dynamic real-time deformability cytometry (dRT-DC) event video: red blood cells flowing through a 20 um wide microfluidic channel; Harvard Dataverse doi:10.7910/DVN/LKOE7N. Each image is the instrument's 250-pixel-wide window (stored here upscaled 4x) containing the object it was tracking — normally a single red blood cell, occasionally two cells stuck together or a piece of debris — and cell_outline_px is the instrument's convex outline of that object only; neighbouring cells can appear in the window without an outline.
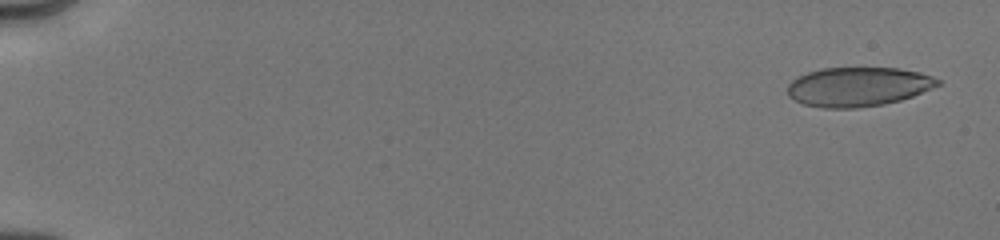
{"species": "human", "species_latin": "Homo sapiens", "temperature_condition": "cold", "stored_images_in_passage": 44, "camera_frame_rate_fps": 3000, "um_per_image_px": 0.085, "donor": {"sex": "male"}, "frame": {"image": 1, "passage_image": 1, "time_ms": 0.0, "image_size_px": [1000, 240], "cell_outline_px": [[940, 84], [912, 96], [900, 100], [884, 104], [856, 108], [824, 108], [804, 104], [788, 96], [788, 84], [792, 80], [808, 72], [824, 68], [900, 68], [920, 72], [932, 76], [940, 80]], "centroid_in_image_um": [72.94, 7.37], "position_along_channel_um": 12.1, "area_um2": 34.16}}
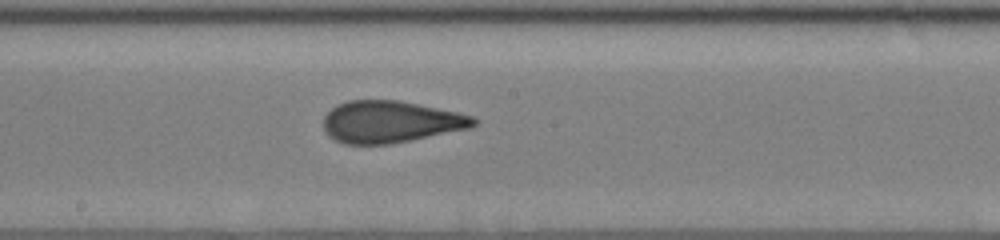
{"frame": {"image": 2, "passage_image": 24, "time_ms": 9.333, "image_size_px": [1000, 240], "cell_outline_px": [[480, 120], [472, 128], [388, 144], [344, 144], [328, 136], [324, 128], [324, 116], [332, 108], [348, 100], [400, 100], [476, 116]], "centroid_in_image_um": [33.24, 10.35], "position_along_channel_um": 215.0, "area_um2": 36.7}}
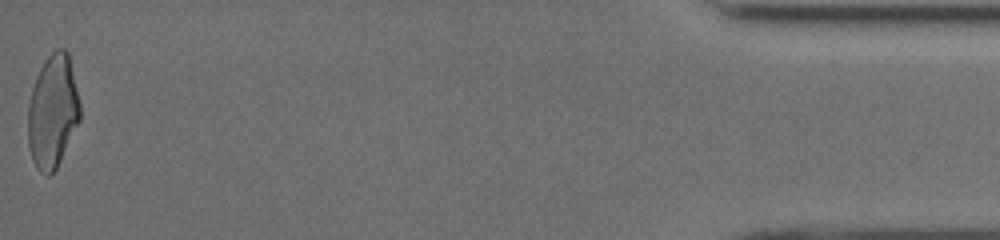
{"frame": {"image": 3, "passage_image": 44, "time_ms": 16.667, "image_size_px": [1000, 240], "cell_outline_px": [[80, 120], [56, 168], [48, 176], [40, 172], [36, 168], [32, 160], [28, 144], [28, 104], [32, 88], [36, 76], [44, 60], [56, 48], [64, 48], [68, 52], [80, 104]], "centroid_in_image_um": [4.47, 9.47], "position_along_channel_um": 430.7, "area_um2": 34.28}, "authors_computed_cell_mechanics": {"area_um2": 36.0961, "velocity_mm_per_s": 4.0409, "shape_relaxation_time_tau1_ms": 8.9174, "shape_relaxation_time_tau2_ms": 0.8596, "deformation_change_tau1": 0.21, "deformation_change_tau2": 0.0491}}